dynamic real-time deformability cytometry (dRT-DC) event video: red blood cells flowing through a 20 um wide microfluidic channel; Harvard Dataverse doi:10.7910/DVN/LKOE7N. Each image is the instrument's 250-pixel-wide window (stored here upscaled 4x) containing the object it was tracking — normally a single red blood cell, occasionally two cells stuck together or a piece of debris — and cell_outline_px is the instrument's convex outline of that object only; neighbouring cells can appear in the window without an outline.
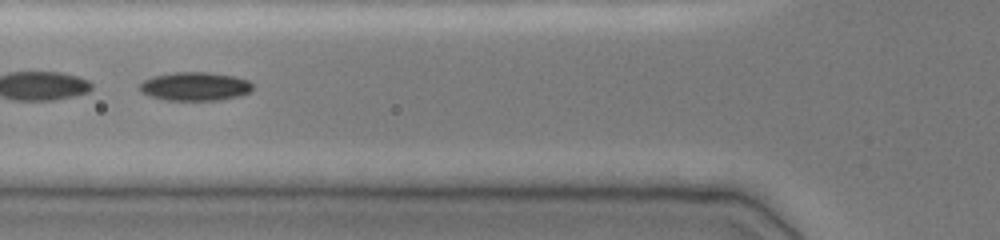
{"species": "common noctule bat (a hibernating species)", "species_latin": "Nyctalus noctula", "temperature_condition": "cold", "stored_images_in_passage": 50, "camera_frame_rate_fps": 3000, "um_per_image_px": 0.085, "animal": {"sex": "female", "body_mass_g": 19.0, "forearm_length_mm": 51.5}, "frame": {"image": 1, "passage_image": 20, "time_ms": 5.667, "image_size_px": [1000, 240], "cell_outline_px": [[252, 88], [248, 92], [240, 96], [220, 100], [164, 100], [148, 96], [140, 92], [140, 84], [144, 80], [152, 76], [172, 72], [212, 72], [236, 76], [248, 80], [252, 84]], "centroid_in_image_um": [16.56, 7.34], "position_along_channel_um": 109.2, "area_um2": 19.07}, "authors_computed_cell_mechanics": {"area_um2": 19.1896, "velocity_mm_per_s": 3.9381, "shape_relaxation_time_tau1_ms": null, "shape_relaxation_time_tau2_ms": 3.2481, "deformation_change_tau1": null, "deformation_change_tau2": 0.0578}}